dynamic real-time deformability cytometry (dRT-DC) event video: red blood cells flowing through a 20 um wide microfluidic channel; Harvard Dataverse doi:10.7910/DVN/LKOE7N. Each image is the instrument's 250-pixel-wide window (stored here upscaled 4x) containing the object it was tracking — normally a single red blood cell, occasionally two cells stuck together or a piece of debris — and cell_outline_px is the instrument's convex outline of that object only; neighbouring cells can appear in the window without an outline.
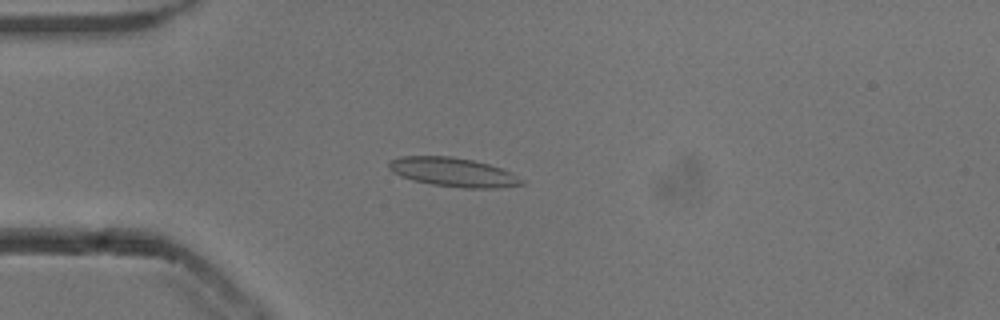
{"species": "common noctule bat (a hibernating species)", "species_latin": "Nyctalus noctula", "temperature_condition": "cold", "stored_images_in_passage": 53, "camera_frame_rate_fps": 3000, "um_per_image_px": 0.085, "animal": {"sex": "male", "body_mass_g": 13.3}, "frame": {"image": 1, "passage_image": 14, "time_ms": 4.333, "image_size_px": [1000, 320], "cell_outline_px": [[524, 184], [500, 188], [464, 188], [432, 184], [400, 176], [392, 172], [388, 168], [388, 164], [392, 160], [400, 156], [452, 156], [472, 160], [488, 164], [500, 168], [524, 180]], "centroid_in_image_um": [38.51, 14.63], "position_along_channel_um": 46.5, "area_um2": 22.2}}
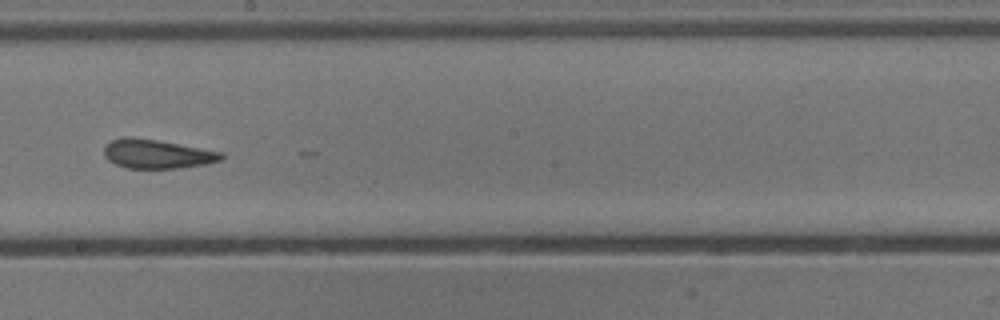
{"frame": {"image": 2, "passage_image": 30, "time_ms": 9.667, "image_size_px": [1000, 320], "cell_outline_px": [[224, 156], [220, 160], [208, 164], [180, 168], [124, 168], [108, 160], [104, 156], [104, 144], [112, 140], [124, 136], [132, 136], [156, 140], [224, 152]], "centroid_in_image_um": [13.33, 13.08], "position_along_channel_um": 234.9, "area_um2": 20.0}}
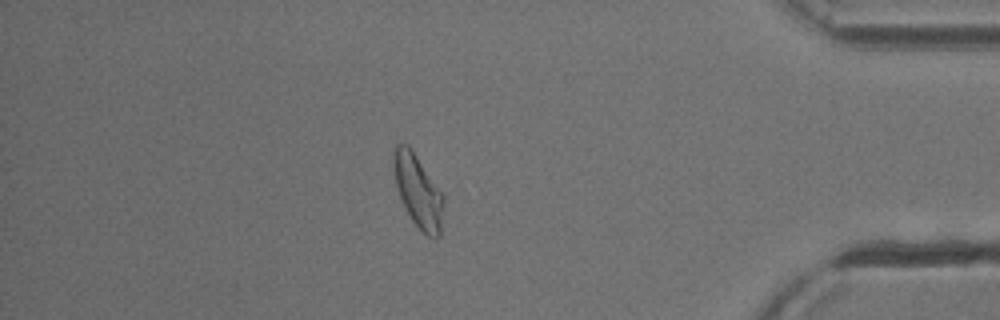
{"frame": {"image": 3, "passage_image": 46, "time_ms": 15.0, "image_size_px": [1000, 320], "cell_outline_px": [[444, 204], [440, 236], [436, 240], [428, 236], [412, 220], [404, 208], [396, 184], [392, 164], [396, 144], [408, 144], [444, 192]], "centroid_in_image_um": [35.57, 16.24], "position_along_channel_um": 399.6, "area_um2": 21.44}, "authors_computed_cell_mechanics": {"area_um2": 21.1548, "velocity_mm_per_s": 3.8394, "shape_relaxation_time_tau1_ms": null, "shape_relaxation_time_tau2_ms": 2.1931, "deformation_change_tau1": null, "deformation_change_tau2": 0.0895}}